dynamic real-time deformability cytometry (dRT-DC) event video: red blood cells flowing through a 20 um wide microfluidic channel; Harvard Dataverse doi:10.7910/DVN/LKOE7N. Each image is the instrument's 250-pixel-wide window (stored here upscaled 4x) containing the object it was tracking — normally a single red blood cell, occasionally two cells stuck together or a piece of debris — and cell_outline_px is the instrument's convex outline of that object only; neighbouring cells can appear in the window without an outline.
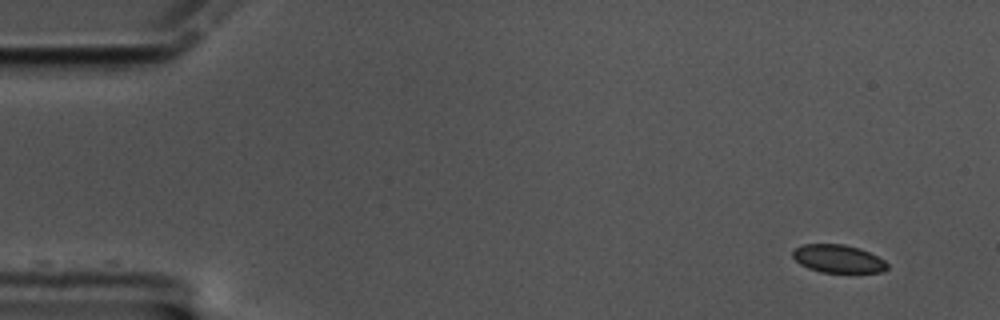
{"species": "common noctule bat (a hibernating species)", "species_latin": "Nyctalus noctula", "temperature_condition": "cold", "stored_images_in_passage": 57, "camera_frame_rate_fps": 3000, "um_per_image_px": 0.085, "animal": {"sex": "male", "body_mass_g": 17.5, "forearm_length_mm": 52.3}, "frame": {"image": 1, "passage_image": 1, "time_ms": 0.0, "image_size_px": [1000, 320], "cell_outline_px": [[888, 268], [884, 272], [820, 272], [808, 268], [800, 264], [792, 256], [792, 252], [796, 248], [804, 244], [844, 244], [860, 248], [884, 260], [888, 264]], "centroid_in_image_um": [71.24, 21.99], "position_along_channel_um": 13.8, "area_um2": 15.37}}
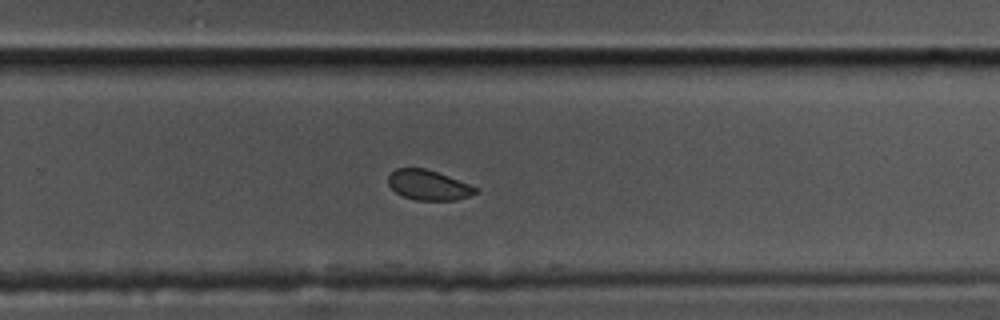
{"frame": {"image": 2, "passage_image": 36, "time_ms": 11.667, "image_size_px": [1000, 320], "cell_outline_px": [[480, 188], [476, 192], [468, 196], [456, 200], [416, 200], [404, 196], [396, 192], [388, 184], [388, 176], [396, 168], [424, 168], [448, 176]], "centroid_in_image_um": [36.42, 15.73], "position_along_channel_um": 293.4, "area_um2": 15.09}}
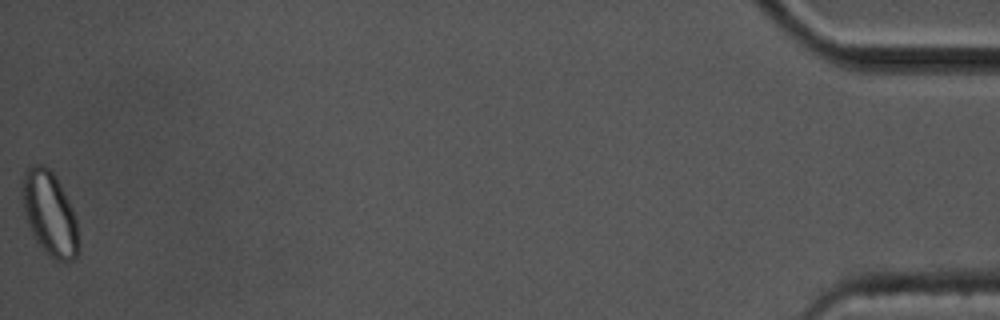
{"frame": {"image": 3, "passage_image": 57, "time_ms": 18.667, "image_size_px": [1000, 320], "cell_outline_px": [[80, 252], [72, 260], [56, 260], [44, 252], [36, 240], [28, 224], [24, 212], [24, 172], [28, 164], [44, 164], [56, 176], [76, 216], [80, 248]], "centroid_in_image_um": [4.26, 18.16], "position_along_channel_um": 430.9, "area_um2": 27.4}, "authors_computed_cell_mechanics": {"area_um2": 16.5886, "velocity_mm_per_s": 3.3594, "shape_relaxation_time_tau1_ms": 1.324, "shape_relaxation_time_tau2_ms": null, "deformation_change_tau1": 0.039, "deformation_change_tau2": null}}